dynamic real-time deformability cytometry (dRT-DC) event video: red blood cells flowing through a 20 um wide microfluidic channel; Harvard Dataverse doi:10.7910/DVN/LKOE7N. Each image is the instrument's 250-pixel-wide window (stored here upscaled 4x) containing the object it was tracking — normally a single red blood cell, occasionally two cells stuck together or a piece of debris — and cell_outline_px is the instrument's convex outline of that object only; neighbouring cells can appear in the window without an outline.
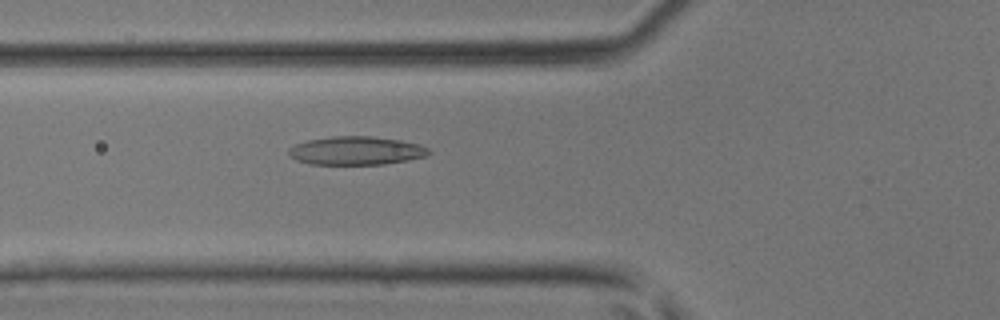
{"species": "common noctule bat (a hibernating species)", "species_latin": "Nyctalus noctula", "temperature_condition": "room temperature", "stored_images_in_passage": 45, "camera_frame_rate_fps": 3000, "um_per_image_px": 0.085, "animal": {"sex": "male", "body_mass_g": 17.9, "forearm_length_mm": 54.2}, "frame": {"image": 1, "passage_image": 17, "time_ms": 5.333, "image_size_px": [1000, 320], "cell_outline_px": [[432, 152], [424, 156], [408, 160], [384, 164], [312, 164], [296, 160], [288, 152], [288, 148], [296, 144], [308, 140], [332, 136], [372, 136], [400, 140], [420, 144], [428, 148]], "centroid_in_image_um": [30.29, 12.8], "position_along_channel_um": 95.5, "area_um2": 23.12}}
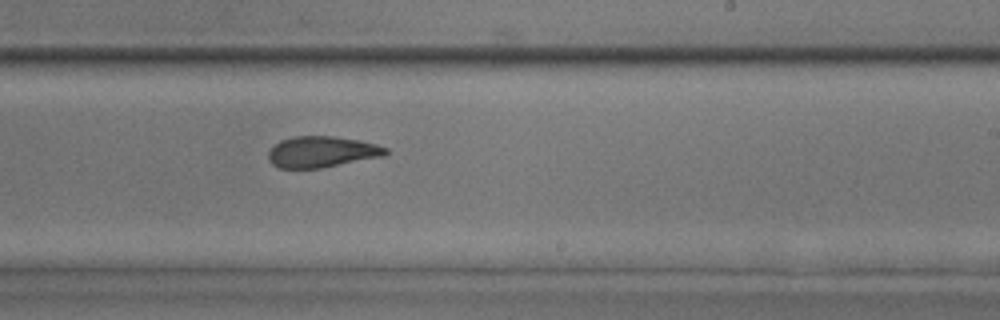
{"frame": {"image": 2, "passage_image": 28, "time_ms": 9.0, "image_size_px": [1000, 320], "cell_outline_px": [[388, 152], [384, 156], [320, 168], [280, 168], [272, 164], [268, 160], [268, 152], [280, 140], [292, 136], [332, 136], [360, 140], [376, 144], [388, 148]], "centroid_in_image_um": [27.35, 12.9], "position_along_channel_um": 261.7, "area_um2": 21.27}}
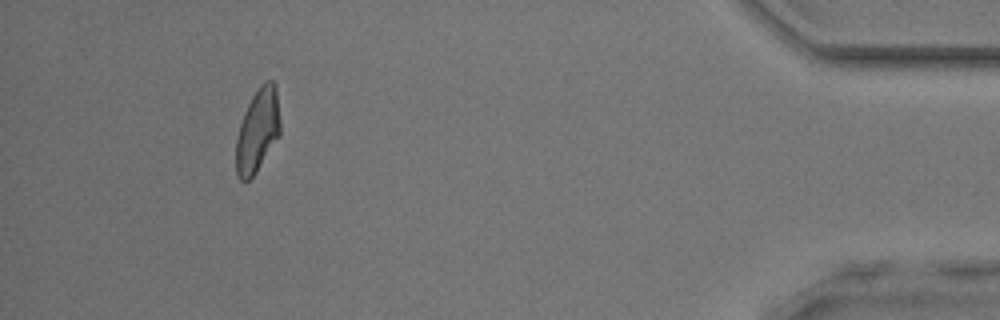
{"frame": {"image": 3, "passage_image": 42, "time_ms": 13.667, "image_size_px": [1000, 320], "cell_outline_px": [[280, 136], [256, 172], [248, 180], [240, 180], [236, 172], [236, 140], [240, 124], [244, 112], [252, 96], [260, 84], [268, 80], [272, 80], [276, 84], [280, 124]], "centroid_in_image_um": [21.91, 11.08], "position_along_channel_um": 413.3, "area_um2": 21.5}}